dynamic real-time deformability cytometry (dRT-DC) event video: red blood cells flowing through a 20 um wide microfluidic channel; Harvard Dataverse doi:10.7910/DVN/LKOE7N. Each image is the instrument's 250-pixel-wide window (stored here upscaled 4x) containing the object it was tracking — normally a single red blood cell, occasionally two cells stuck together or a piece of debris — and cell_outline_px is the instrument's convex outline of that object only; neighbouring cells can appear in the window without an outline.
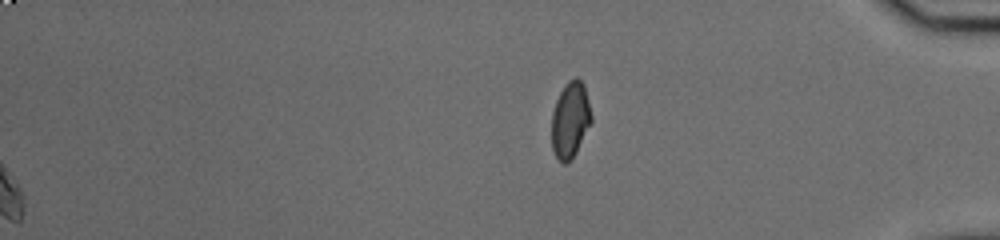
{"species": "common noctule bat (a hibernating species)", "species_latin": "Nyctalus noctula", "temperature_condition": "cold", "stored_images_in_passage": 47, "segment_of_instrument_passage": [2, 2], "camera_frame_rate_fps": 3000, "um_per_image_px": 0.085, "animal": {"sex": "male", "body_mass_g": 20.0, "forearm_length_mm": 53.3}, "frame": {"image": 1, "passage_image": 47, "time_ms": 15.333, "image_size_px": [1000, 240], "cell_outline_px": [[592, 120], [576, 152], [564, 164], [556, 156], [552, 148], [552, 112], [556, 100], [564, 84], [568, 80], [576, 76], [584, 84], [592, 116]], "centroid_in_image_um": [48.47, 10.13], "position_along_channel_um": 386.7, "area_um2": 17.4}}